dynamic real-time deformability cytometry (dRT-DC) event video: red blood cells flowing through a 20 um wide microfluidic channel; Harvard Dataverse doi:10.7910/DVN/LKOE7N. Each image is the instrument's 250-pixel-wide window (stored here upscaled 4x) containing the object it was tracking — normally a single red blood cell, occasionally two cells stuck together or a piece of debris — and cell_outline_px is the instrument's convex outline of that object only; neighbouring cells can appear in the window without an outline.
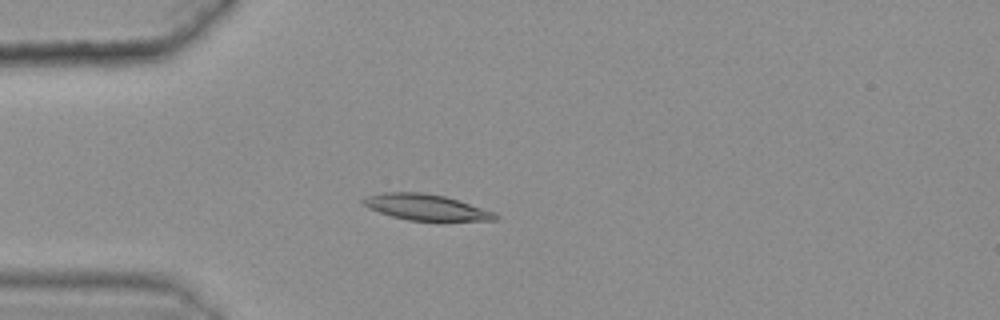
{"species": "common noctule bat (a hibernating species)", "species_latin": "Nyctalus noctula", "temperature_condition": "warm", "stored_images_in_passage": 47, "camera_frame_rate_fps": 3000, "um_per_image_px": 0.085, "animal": {"sex": "female", "body_mass_g": 25.1}, "frame": {"image": 1, "passage_image": 15, "time_ms": 4.667, "image_size_px": [1000, 320], "cell_outline_px": [[500, 216], [496, 220], [408, 220], [392, 216], [368, 208], [360, 200], [368, 196], [384, 192], [420, 192], [444, 196], [496, 212]], "centroid_in_image_um": [36.21, 17.61], "position_along_channel_um": 48.8, "area_um2": 19.65}}
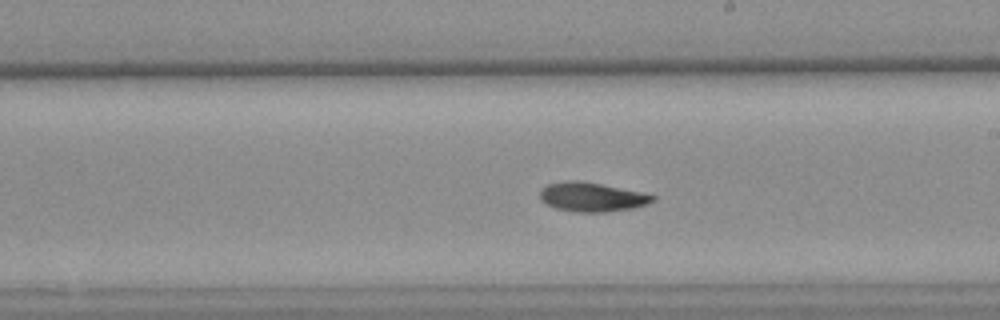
{"frame": {"image": 2, "passage_image": 32, "time_ms": 10.333, "image_size_px": [1000, 320], "cell_outline_px": [[656, 200], [648, 204], [632, 208], [608, 212], [576, 212], [556, 208], [540, 200], [540, 188], [548, 184], [568, 180], [576, 180], [600, 184], [640, 192], [656, 196]], "centroid_in_image_um": [50.3, 16.75], "position_along_channel_um": 238.7, "area_um2": 19.07}}
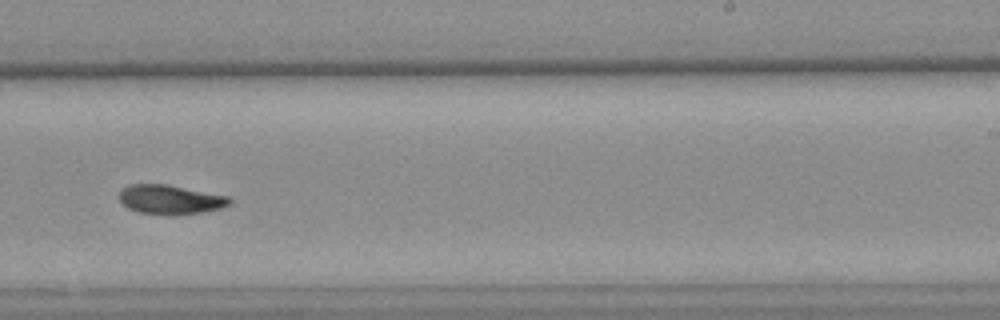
{"frame": {"image": 3, "passage_image": 35, "time_ms": 11.333, "image_size_px": [1000, 320], "cell_outline_px": [[232, 200], [228, 204], [220, 208], [200, 212], [140, 212], [128, 208], [120, 200], [120, 192], [128, 184], [168, 184], [228, 196]], "centroid_in_image_um": [14.46, 16.9], "position_along_channel_um": 274.5, "area_um2": 17.86}, "authors_computed_cell_mechanics": {"area_um2": 19.3052, "velocity_mm_per_s": 3.5998, "shape_relaxation_time_tau1_ms": 8.5345, "shape_relaxation_time_tau2_ms": 8.5621, "deformation_change_tau1": 0.1967, "deformation_change_tau2": 0.1296}}